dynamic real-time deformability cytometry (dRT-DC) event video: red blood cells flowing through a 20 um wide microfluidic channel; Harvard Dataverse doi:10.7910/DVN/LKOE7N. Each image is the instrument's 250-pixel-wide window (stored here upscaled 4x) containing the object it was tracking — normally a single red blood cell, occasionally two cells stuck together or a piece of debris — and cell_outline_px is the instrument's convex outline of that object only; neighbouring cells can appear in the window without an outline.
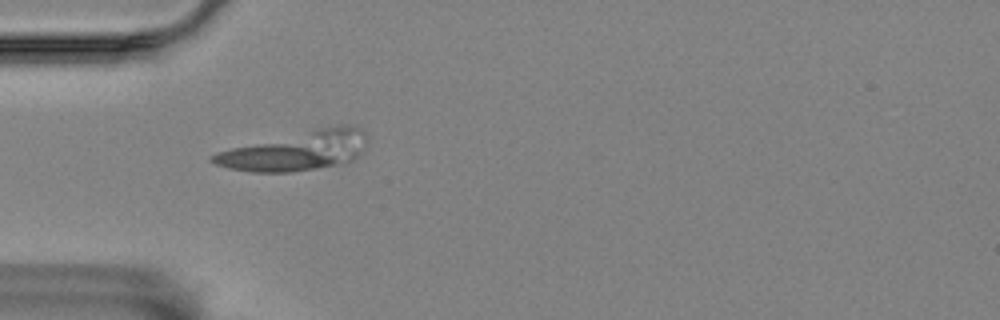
{"species": "Egyptian fruit bat (a non-hibernating species)", "species_latin": "Rousettus aegyptiacus", "temperature_condition": "room temperature", "stored_images_in_passage": 6, "segment_of_instrument_passage": [2, 3], "camera_frame_rate_fps": 3000, "um_per_image_px": 0.085, "animal": {"sex": "female"}, "frame": {"image": 1, "passage_image": 4, "time_ms": 1.0, "image_size_px": [1000, 320], "cell_outline_px": [[364, 148], [352, 160], [344, 164], [288, 172], [252, 172], [228, 168], [216, 164], [208, 160], [212, 156], [220, 152], [232, 148], [316, 128], [336, 124], [352, 124], [360, 128], [364, 132]], "centroid_in_image_um": [25.21, 12.81], "position_along_channel_um": 59.8, "area_um2": 34.85}}